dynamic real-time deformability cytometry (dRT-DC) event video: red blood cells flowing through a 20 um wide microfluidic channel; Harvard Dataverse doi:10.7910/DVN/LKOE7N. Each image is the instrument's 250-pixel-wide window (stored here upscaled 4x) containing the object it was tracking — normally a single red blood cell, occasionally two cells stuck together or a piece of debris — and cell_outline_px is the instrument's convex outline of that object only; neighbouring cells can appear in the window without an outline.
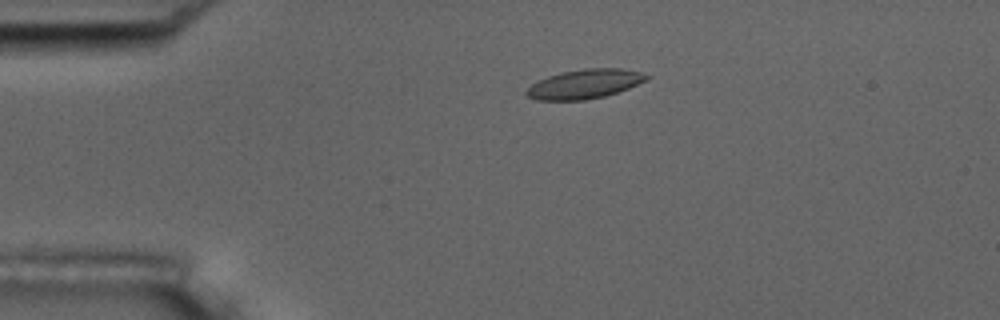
{"species": "common noctule bat (a hibernating species)", "species_latin": "Nyctalus noctula", "temperature_condition": "room temperature", "stored_images_in_passage": 5, "camera_frame_rate_fps": 3000, "um_per_image_px": 0.085, "animal": {"sex": "male", "body_mass_g": 17.5, "forearm_length_mm": 52.3}, "frame": {"image": 1, "passage_image": 4, "time_ms": 3.333, "image_size_px": [1000, 320], "cell_outline_px": [[652, 76], [648, 80], [628, 88], [604, 96], [584, 100], [536, 100], [528, 96], [524, 92], [532, 84], [548, 76], [560, 72], [584, 68], [620, 68], [640, 72]], "centroid_in_image_um": [49.71, 7.13], "position_along_channel_um": 35.3, "area_um2": 20.46}}